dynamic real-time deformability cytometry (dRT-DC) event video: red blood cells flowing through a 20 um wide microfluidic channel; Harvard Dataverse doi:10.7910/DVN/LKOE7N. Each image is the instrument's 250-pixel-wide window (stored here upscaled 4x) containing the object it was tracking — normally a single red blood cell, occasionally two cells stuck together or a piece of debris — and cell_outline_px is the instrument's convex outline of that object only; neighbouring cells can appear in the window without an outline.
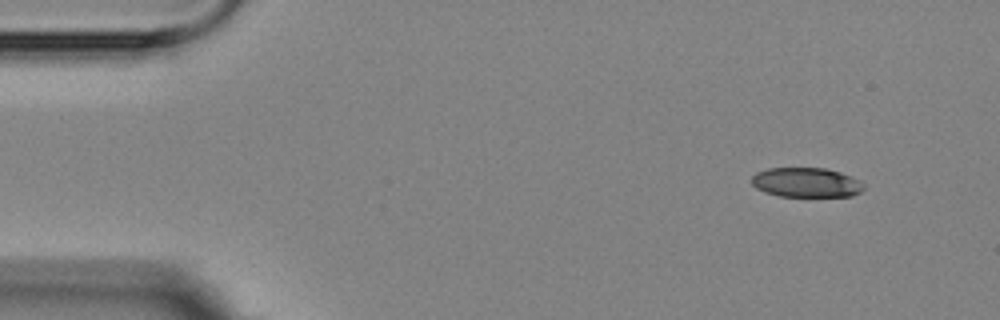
{"species": "Egyptian fruit bat (a non-hibernating species)", "species_latin": "Rousettus aegyptiacus", "temperature_condition": "room temperature", "stored_images_in_passage": 3, "camera_frame_rate_fps": 3000, "um_per_image_px": 0.085, "animal": {"sex": "female"}, "frame": {"image": 1, "passage_image": 1, "time_ms": 0.0, "image_size_px": [1000, 320], "cell_outline_px": [[864, 188], [860, 192], [852, 196], [780, 196], [764, 192], [756, 188], [752, 184], [752, 176], [756, 172], [768, 168], [824, 168], [840, 172], [852, 176], [860, 180], [864, 184]], "centroid_in_image_um": [68.54, 15.51], "position_along_channel_um": 16.5, "area_um2": 19.42}}
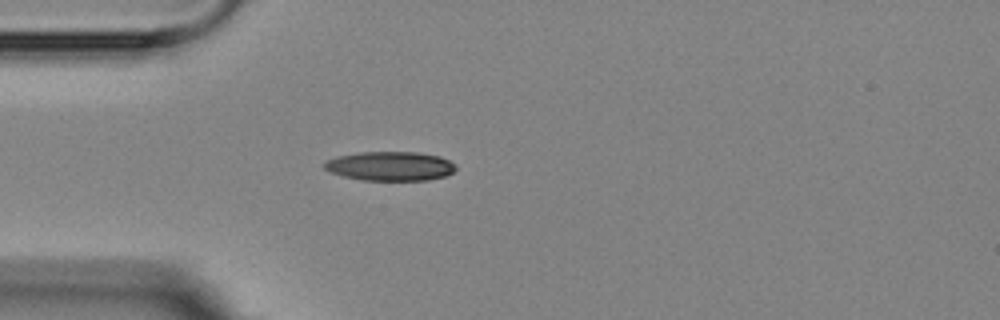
{"frame": {"image": 2, "passage_image": 3, "time_ms": 3.333, "image_size_px": [1000, 320], "cell_outline_px": [[456, 168], [452, 172], [444, 176], [428, 180], [360, 180], [344, 176], [332, 172], [324, 168], [324, 164], [328, 160], [340, 156], [360, 152], [416, 152], [440, 156], [456, 164]], "centroid_in_image_um": [33.2, 14.12], "position_along_channel_um": 51.8, "area_um2": 22.14}}